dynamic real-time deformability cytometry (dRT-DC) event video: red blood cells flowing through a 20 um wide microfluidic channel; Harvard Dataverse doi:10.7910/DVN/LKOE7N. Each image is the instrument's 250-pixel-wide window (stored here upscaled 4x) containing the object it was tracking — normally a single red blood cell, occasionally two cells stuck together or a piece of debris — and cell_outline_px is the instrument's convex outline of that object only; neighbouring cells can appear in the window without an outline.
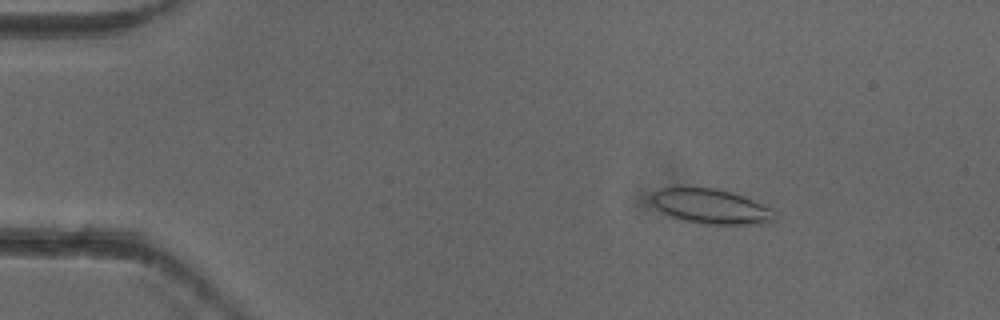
{"species": "common noctule bat (a hibernating species)", "species_latin": "Nyctalus noctula", "temperature_condition": "cold", "stored_images_in_passage": 4, "camera_frame_rate_fps": 3000, "um_per_image_px": 0.085, "animal": {"sex": "female"}, "frame": {"image": 1, "passage_image": 2, "time_ms": 0.333, "image_size_px": [1000, 320], "cell_outline_px": [[776, 220], [756, 224], [704, 224], [684, 220], [672, 216], [656, 208], [652, 204], [652, 192], [660, 188], [716, 188], [732, 192], [772, 208], [776, 212]], "centroid_in_image_um": [60.45, 17.55], "position_along_channel_um": 24.5, "area_um2": 24.8}}